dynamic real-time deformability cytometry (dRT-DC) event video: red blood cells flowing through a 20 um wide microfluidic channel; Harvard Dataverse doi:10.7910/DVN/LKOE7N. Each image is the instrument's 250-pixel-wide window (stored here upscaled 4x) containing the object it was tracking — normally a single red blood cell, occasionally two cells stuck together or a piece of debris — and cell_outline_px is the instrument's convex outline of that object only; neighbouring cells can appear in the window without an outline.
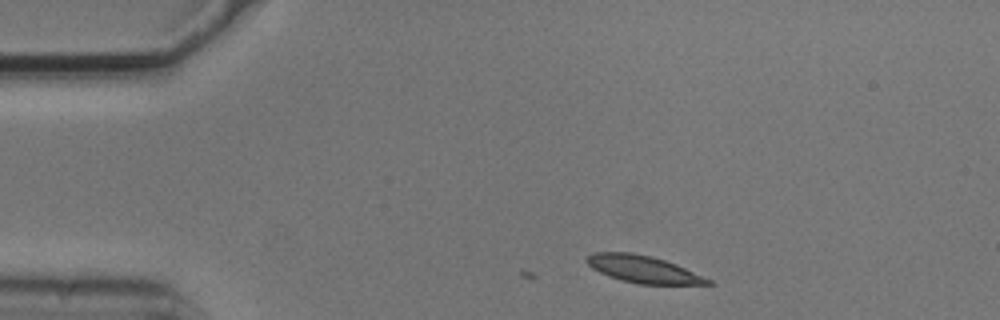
{"species": "common noctule bat (a hibernating species)", "species_latin": "Nyctalus noctula", "temperature_condition": "cold", "stored_images_in_passage": 2, "camera_frame_rate_fps": 3000, "um_per_image_px": 0.085, "animal": {"sex": "male", "body_mass_g": 20.5, "forearm_length_mm": 52.5}, "frame": {"image": 1, "passage_image": 1, "time_ms": 0.0, "image_size_px": [1000, 320], "cell_outline_px": [[716, 284], [640, 284], [620, 280], [600, 272], [592, 268], [584, 260], [592, 252], [632, 252], [652, 256], [676, 264], [712, 280]], "centroid_in_image_um": [54.66, 22.87], "position_along_channel_um": 30.3, "area_um2": 19.13}}